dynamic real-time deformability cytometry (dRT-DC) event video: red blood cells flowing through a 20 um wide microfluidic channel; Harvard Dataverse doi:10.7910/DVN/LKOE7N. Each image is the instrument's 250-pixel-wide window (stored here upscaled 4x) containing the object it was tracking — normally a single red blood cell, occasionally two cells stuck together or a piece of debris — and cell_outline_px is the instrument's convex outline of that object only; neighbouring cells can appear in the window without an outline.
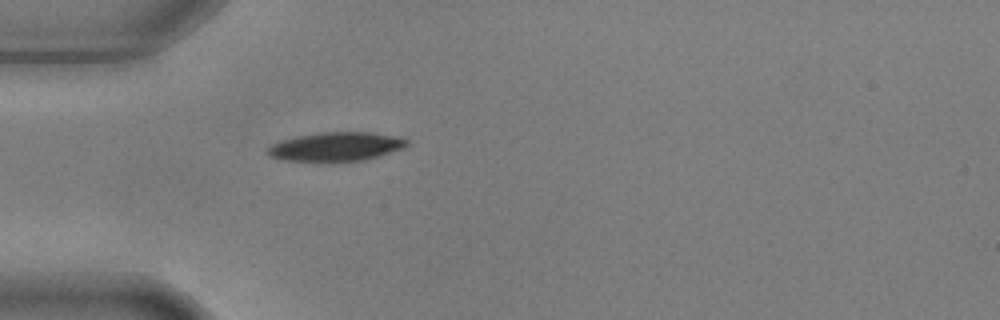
{"species": "common noctule bat (a hibernating species)", "species_latin": "Nyctalus noctula", "temperature_condition": "warm", "stored_images_in_passage": 3, "camera_frame_rate_fps": 3000, "um_per_image_px": 0.085, "animal": {"sex": "male", "body_mass_g": 17.9, "forearm_length_mm": 54.2}, "frame": {"image": 1, "passage_image": 3, "time_ms": 0.667, "image_size_px": [1000, 320], "cell_outline_px": [[408, 144], [404, 148], [380, 156], [364, 160], [332, 164], [320, 164], [284, 160], [272, 156], [268, 152], [268, 148], [272, 144], [280, 140], [296, 136], [324, 132], [368, 132], [400, 136], [408, 140]], "centroid_in_image_um": [28.58, 12.51], "position_along_channel_um": 56.4, "area_um2": 24.39}}